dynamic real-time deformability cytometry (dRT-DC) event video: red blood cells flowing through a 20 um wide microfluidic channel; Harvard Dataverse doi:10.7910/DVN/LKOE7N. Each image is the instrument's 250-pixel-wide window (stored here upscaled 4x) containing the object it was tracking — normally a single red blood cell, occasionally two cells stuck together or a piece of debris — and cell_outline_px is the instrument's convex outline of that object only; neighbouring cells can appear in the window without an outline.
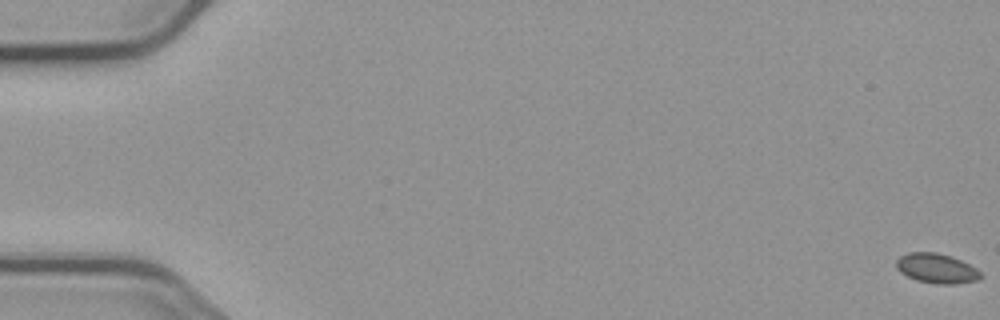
{"species": "common noctule bat (a hibernating species)", "species_latin": "Nyctalus noctula", "temperature_condition": "cold", "stored_images_in_passage": 6, "camera_frame_rate_fps": 3000, "um_per_image_px": 0.085, "animal": {"sex": "male", "body_mass_g": 23.1, "forearm_length_mm": 52.7}, "frame": {"image": 1, "passage_image": 1, "time_ms": 0.0, "image_size_px": [1000, 320], "cell_outline_px": [[984, 276], [980, 280], [956, 284], [936, 284], [916, 280], [900, 272], [896, 268], [896, 260], [900, 256], [908, 252], [936, 252], [952, 256], [976, 268]], "centroid_in_image_um": [79.63, 22.82], "position_along_channel_um": 5.4, "area_um2": 14.8}}
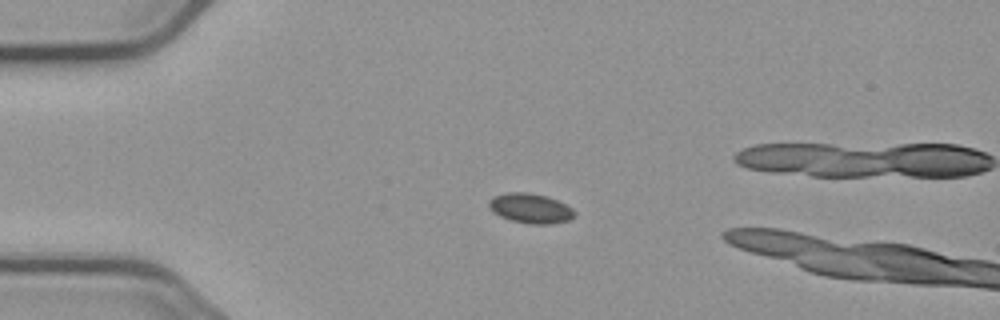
{"frame": {"image": 2, "passage_image": 5, "time_ms": 4.667, "image_size_px": [1000, 320], "cell_outline_px": [[576, 212], [568, 220], [548, 224], [528, 224], [512, 220], [500, 216], [492, 212], [488, 208], [488, 200], [492, 196], [504, 192], [528, 192], [548, 196], [572, 208]], "centroid_in_image_um": [45.02, 17.69], "position_along_channel_um": 40.0, "area_um2": 14.97}}